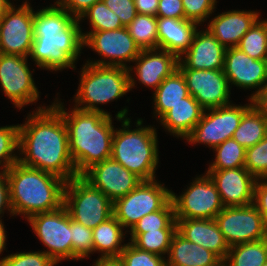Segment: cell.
I'll return each instance as SVG.
<instances>
[{
  "instance_id": "cell-1",
  "label": "cell",
  "mask_w": 267,
  "mask_h": 266,
  "mask_svg": "<svg viewBox=\"0 0 267 266\" xmlns=\"http://www.w3.org/2000/svg\"><path fill=\"white\" fill-rule=\"evenodd\" d=\"M18 151L24 166L54 174L66 182L78 176L69 152L68 131L62 114L53 106L39 107L19 125Z\"/></svg>"
},
{
  "instance_id": "cell-2",
  "label": "cell",
  "mask_w": 267,
  "mask_h": 266,
  "mask_svg": "<svg viewBox=\"0 0 267 266\" xmlns=\"http://www.w3.org/2000/svg\"><path fill=\"white\" fill-rule=\"evenodd\" d=\"M52 105L62 114L68 131L69 152L77 175L111 157L114 126L112 117L74 107L66 112L60 101Z\"/></svg>"
},
{
  "instance_id": "cell-3",
  "label": "cell",
  "mask_w": 267,
  "mask_h": 266,
  "mask_svg": "<svg viewBox=\"0 0 267 266\" xmlns=\"http://www.w3.org/2000/svg\"><path fill=\"white\" fill-rule=\"evenodd\" d=\"M5 172L13 215L23 214L28 219L63 206L66 181L62 178L19 162Z\"/></svg>"
},
{
  "instance_id": "cell-4",
  "label": "cell",
  "mask_w": 267,
  "mask_h": 266,
  "mask_svg": "<svg viewBox=\"0 0 267 266\" xmlns=\"http://www.w3.org/2000/svg\"><path fill=\"white\" fill-rule=\"evenodd\" d=\"M128 109L116 114L122 121V129H115L112 139L111 157L143 181L155 180V170L159 163L156 128L142 127V119L136 122L137 129H129ZM139 126V127H138Z\"/></svg>"
},
{
  "instance_id": "cell-5",
  "label": "cell",
  "mask_w": 267,
  "mask_h": 266,
  "mask_svg": "<svg viewBox=\"0 0 267 266\" xmlns=\"http://www.w3.org/2000/svg\"><path fill=\"white\" fill-rule=\"evenodd\" d=\"M132 70V67L85 63L81 71L78 92L74 97L75 107L111 116L110 113L100 109L97 104L114 101L134 88L135 79L130 74Z\"/></svg>"
},
{
  "instance_id": "cell-6",
  "label": "cell",
  "mask_w": 267,
  "mask_h": 266,
  "mask_svg": "<svg viewBox=\"0 0 267 266\" xmlns=\"http://www.w3.org/2000/svg\"><path fill=\"white\" fill-rule=\"evenodd\" d=\"M63 205L72 220L91 229L113 216V202L82 175L66 182Z\"/></svg>"
},
{
  "instance_id": "cell-7",
  "label": "cell",
  "mask_w": 267,
  "mask_h": 266,
  "mask_svg": "<svg viewBox=\"0 0 267 266\" xmlns=\"http://www.w3.org/2000/svg\"><path fill=\"white\" fill-rule=\"evenodd\" d=\"M79 22L75 19L56 35H34L30 57L38 67L52 71L75 68L74 63L84 47Z\"/></svg>"
},
{
  "instance_id": "cell-8",
  "label": "cell",
  "mask_w": 267,
  "mask_h": 266,
  "mask_svg": "<svg viewBox=\"0 0 267 266\" xmlns=\"http://www.w3.org/2000/svg\"><path fill=\"white\" fill-rule=\"evenodd\" d=\"M171 192L156 179L142 181L126 196L113 202V216L131 230L142 217L160 210L171 199Z\"/></svg>"
},
{
  "instance_id": "cell-9",
  "label": "cell",
  "mask_w": 267,
  "mask_h": 266,
  "mask_svg": "<svg viewBox=\"0 0 267 266\" xmlns=\"http://www.w3.org/2000/svg\"><path fill=\"white\" fill-rule=\"evenodd\" d=\"M249 100L250 103L244 106L229 104L204 110L201 120L185 140L191 144L202 143L214 149L225 140L232 138L243 115L253 106L252 100Z\"/></svg>"
},
{
  "instance_id": "cell-10",
  "label": "cell",
  "mask_w": 267,
  "mask_h": 266,
  "mask_svg": "<svg viewBox=\"0 0 267 266\" xmlns=\"http://www.w3.org/2000/svg\"><path fill=\"white\" fill-rule=\"evenodd\" d=\"M39 240L49 248L44 252L56 263L62 260H72L71 217L63 205L57 210L38 213L29 217Z\"/></svg>"
},
{
  "instance_id": "cell-11",
  "label": "cell",
  "mask_w": 267,
  "mask_h": 266,
  "mask_svg": "<svg viewBox=\"0 0 267 266\" xmlns=\"http://www.w3.org/2000/svg\"><path fill=\"white\" fill-rule=\"evenodd\" d=\"M182 195L171 192L175 219H215L223 210L219 192L206 173L196 177Z\"/></svg>"
},
{
  "instance_id": "cell-12",
  "label": "cell",
  "mask_w": 267,
  "mask_h": 266,
  "mask_svg": "<svg viewBox=\"0 0 267 266\" xmlns=\"http://www.w3.org/2000/svg\"><path fill=\"white\" fill-rule=\"evenodd\" d=\"M215 221L229 247L267 238L263 216L253 204L224 207Z\"/></svg>"
},
{
  "instance_id": "cell-13",
  "label": "cell",
  "mask_w": 267,
  "mask_h": 266,
  "mask_svg": "<svg viewBox=\"0 0 267 266\" xmlns=\"http://www.w3.org/2000/svg\"><path fill=\"white\" fill-rule=\"evenodd\" d=\"M82 36L84 39L83 46L92 48L93 51L104 58V60L87 61L90 64L129 68L126 62H134L142 51L126 27L117 30L82 32ZM106 58H109L110 61L106 62Z\"/></svg>"
},
{
  "instance_id": "cell-14",
  "label": "cell",
  "mask_w": 267,
  "mask_h": 266,
  "mask_svg": "<svg viewBox=\"0 0 267 266\" xmlns=\"http://www.w3.org/2000/svg\"><path fill=\"white\" fill-rule=\"evenodd\" d=\"M34 11L25 1L0 18V53L29 57L34 42Z\"/></svg>"
},
{
  "instance_id": "cell-15",
  "label": "cell",
  "mask_w": 267,
  "mask_h": 266,
  "mask_svg": "<svg viewBox=\"0 0 267 266\" xmlns=\"http://www.w3.org/2000/svg\"><path fill=\"white\" fill-rule=\"evenodd\" d=\"M0 86L15 107L35 103L39 91L27 65V57L0 53Z\"/></svg>"
},
{
  "instance_id": "cell-16",
  "label": "cell",
  "mask_w": 267,
  "mask_h": 266,
  "mask_svg": "<svg viewBox=\"0 0 267 266\" xmlns=\"http://www.w3.org/2000/svg\"><path fill=\"white\" fill-rule=\"evenodd\" d=\"M188 92L206 110L231 104L230 85L223 70L179 69Z\"/></svg>"
},
{
  "instance_id": "cell-17",
  "label": "cell",
  "mask_w": 267,
  "mask_h": 266,
  "mask_svg": "<svg viewBox=\"0 0 267 266\" xmlns=\"http://www.w3.org/2000/svg\"><path fill=\"white\" fill-rule=\"evenodd\" d=\"M82 176L112 202L126 196L143 181L112 158L93 165Z\"/></svg>"
},
{
  "instance_id": "cell-18",
  "label": "cell",
  "mask_w": 267,
  "mask_h": 266,
  "mask_svg": "<svg viewBox=\"0 0 267 266\" xmlns=\"http://www.w3.org/2000/svg\"><path fill=\"white\" fill-rule=\"evenodd\" d=\"M223 71L229 85L231 83L243 89L259 88L249 99L267 85V60H255L238 47L226 49Z\"/></svg>"
},
{
  "instance_id": "cell-19",
  "label": "cell",
  "mask_w": 267,
  "mask_h": 266,
  "mask_svg": "<svg viewBox=\"0 0 267 266\" xmlns=\"http://www.w3.org/2000/svg\"><path fill=\"white\" fill-rule=\"evenodd\" d=\"M219 192L224 207L253 204L256 178L245 167L224 170H207Z\"/></svg>"
},
{
  "instance_id": "cell-20",
  "label": "cell",
  "mask_w": 267,
  "mask_h": 266,
  "mask_svg": "<svg viewBox=\"0 0 267 266\" xmlns=\"http://www.w3.org/2000/svg\"><path fill=\"white\" fill-rule=\"evenodd\" d=\"M226 48L206 31L196 30L189 49L179 58L178 69L223 70Z\"/></svg>"
},
{
  "instance_id": "cell-21",
  "label": "cell",
  "mask_w": 267,
  "mask_h": 266,
  "mask_svg": "<svg viewBox=\"0 0 267 266\" xmlns=\"http://www.w3.org/2000/svg\"><path fill=\"white\" fill-rule=\"evenodd\" d=\"M259 12L232 10L209 21L207 29L226 49L237 47L241 38L259 20Z\"/></svg>"
},
{
  "instance_id": "cell-22",
  "label": "cell",
  "mask_w": 267,
  "mask_h": 266,
  "mask_svg": "<svg viewBox=\"0 0 267 266\" xmlns=\"http://www.w3.org/2000/svg\"><path fill=\"white\" fill-rule=\"evenodd\" d=\"M159 51V52H158ZM138 80L156 90L165 78L178 69L179 58L162 49L142 50L134 60Z\"/></svg>"
},
{
  "instance_id": "cell-23",
  "label": "cell",
  "mask_w": 267,
  "mask_h": 266,
  "mask_svg": "<svg viewBox=\"0 0 267 266\" xmlns=\"http://www.w3.org/2000/svg\"><path fill=\"white\" fill-rule=\"evenodd\" d=\"M177 232L186 240L217 254L223 261L226 259L229 246L215 219H176Z\"/></svg>"
},
{
  "instance_id": "cell-24",
  "label": "cell",
  "mask_w": 267,
  "mask_h": 266,
  "mask_svg": "<svg viewBox=\"0 0 267 266\" xmlns=\"http://www.w3.org/2000/svg\"><path fill=\"white\" fill-rule=\"evenodd\" d=\"M197 25L187 19L157 17L158 49L182 58L192 43Z\"/></svg>"
},
{
  "instance_id": "cell-25",
  "label": "cell",
  "mask_w": 267,
  "mask_h": 266,
  "mask_svg": "<svg viewBox=\"0 0 267 266\" xmlns=\"http://www.w3.org/2000/svg\"><path fill=\"white\" fill-rule=\"evenodd\" d=\"M167 266H220L223 260L214 252L186 240L178 232L172 237Z\"/></svg>"
},
{
  "instance_id": "cell-26",
  "label": "cell",
  "mask_w": 267,
  "mask_h": 266,
  "mask_svg": "<svg viewBox=\"0 0 267 266\" xmlns=\"http://www.w3.org/2000/svg\"><path fill=\"white\" fill-rule=\"evenodd\" d=\"M204 108L192 95L181 99L158 120L173 136L185 139L201 120Z\"/></svg>"
},
{
  "instance_id": "cell-27",
  "label": "cell",
  "mask_w": 267,
  "mask_h": 266,
  "mask_svg": "<svg viewBox=\"0 0 267 266\" xmlns=\"http://www.w3.org/2000/svg\"><path fill=\"white\" fill-rule=\"evenodd\" d=\"M154 92V113L159 119L171 106L189 95L185 78L179 69L165 78Z\"/></svg>"
},
{
  "instance_id": "cell-28",
  "label": "cell",
  "mask_w": 267,
  "mask_h": 266,
  "mask_svg": "<svg viewBox=\"0 0 267 266\" xmlns=\"http://www.w3.org/2000/svg\"><path fill=\"white\" fill-rule=\"evenodd\" d=\"M121 223L112 216L97 227L93 232V252L102 253V257L119 256L126 244L122 245L124 232Z\"/></svg>"
},
{
  "instance_id": "cell-29",
  "label": "cell",
  "mask_w": 267,
  "mask_h": 266,
  "mask_svg": "<svg viewBox=\"0 0 267 266\" xmlns=\"http://www.w3.org/2000/svg\"><path fill=\"white\" fill-rule=\"evenodd\" d=\"M75 18L57 2L54 5L34 11V35H56L64 31Z\"/></svg>"
},
{
  "instance_id": "cell-30",
  "label": "cell",
  "mask_w": 267,
  "mask_h": 266,
  "mask_svg": "<svg viewBox=\"0 0 267 266\" xmlns=\"http://www.w3.org/2000/svg\"><path fill=\"white\" fill-rule=\"evenodd\" d=\"M267 135V120L252 106L242 117L232 138L245 149L259 143Z\"/></svg>"
},
{
  "instance_id": "cell-31",
  "label": "cell",
  "mask_w": 267,
  "mask_h": 266,
  "mask_svg": "<svg viewBox=\"0 0 267 266\" xmlns=\"http://www.w3.org/2000/svg\"><path fill=\"white\" fill-rule=\"evenodd\" d=\"M266 262L267 238L229 247L227 257L223 263L226 266H262Z\"/></svg>"
},
{
  "instance_id": "cell-32",
  "label": "cell",
  "mask_w": 267,
  "mask_h": 266,
  "mask_svg": "<svg viewBox=\"0 0 267 266\" xmlns=\"http://www.w3.org/2000/svg\"><path fill=\"white\" fill-rule=\"evenodd\" d=\"M126 28L141 50L158 49L157 16L137 14Z\"/></svg>"
},
{
  "instance_id": "cell-33",
  "label": "cell",
  "mask_w": 267,
  "mask_h": 266,
  "mask_svg": "<svg viewBox=\"0 0 267 266\" xmlns=\"http://www.w3.org/2000/svg\"><path fill=\"white\" fill-rule=\"evenodd\" d=\"M177 229H158L145 233H131V243L143 251L163 256L168 255L172 237ZM163 254V255H162Z\"/></svg>"
},
{
  "instance_id": "cell-34",
  "label": "cell",
  "mask_w": 267,
  "mask_h": 266,
  "mask_svg": "<svg viewBox=\"0 0 267 266\" xmlns=\"http://www.w3.org/2000/svg\"><path fill=\"white\" fill-rule=\"evenodd\" d=\"M237 47L255 60H267V20H258Z\"/></svg>"
},
{
  "instance_id": "cell-35",
  "label": "cell",
  "mask_w": 267,
  "mask_h": 266,
  "mask_svg": "<svg viewBox=\"0 0 267 266\" xmlns=\"http://www.w3.org/2000/svg\"><path fill=\"white\" fill-rule=\"evenodd\" d=\"M213 150L217 152L216 158L208 170L236 169L245 166L246 149L233 138L225 140Z\"/></svg>"
},
{
  "instance_id": "cell-36",
  "label": "cell",
  "mask_w": 267,
  "mask_h": 266,
  "mask_svg": "<svg viewBox=\"0 0 267 266\" xmlns=\"http://www.w3.org/2000/svg\"><path fill=\"white\" fill-rule=\"evenodd\" d=\"M158 229H177L174 205L171 199L160 210L142 217L129 232L145 233Z\"/></svg>"
},
{
  "instance_id": "cell-37",
  "label": "cell",
  "mask_w": 267,
  "mask_h": 266,
  "mask_svg": "<svg viewBox=\"0 0 267 266\" xmlns=\"http://www.w3.org/2000/svg\"><path fill=\"white\" fill-rule=\"evenodd\" d=\"M85 17L89 19L91 31L117 30L124 27L117 14L108 8L103 1L96 2L88 8L78 20H84Z\"/></svg>"
},
{
  "instance_id": "cell-38",
  "label": "cell",
  "mask_w": 267,
  "mask_h": 266,
  "mask_svg": "<svg viewBox=\"0 0 267 266\" xmlns=\"http://www.w3.org/2000/svg\"><path fill=\"white\" fill-rule=\"evenodd\" d=\"M18 144L19 124L0 127V165L2 167L0 173L18 162L19 156L13 154L16 149L18 150Z\"/></svg>"
},
{
  "instance_id": "cell-39",
  "label": "cell",
  "mask_w": 267,
  "mask_h": 266,
  "mask_svg": "<svg viewBox=\"0 0 267 266\" xmlns=\"http://www.w3.org/2000/svg\"><path fill=\"white\" fill-rule=\"evenodd\" d=\"M256 179H267V135L246 149L245 166Z\"/></svg>"
},
{
  "instance_id": "cell-40",
  "label": "cell",
  "mask_w": 267,
  "mask_h": 266,
  "mask_svg": "<svg viewBox=\"0 0 267 266\" xmlns=\"http://www.w3.org/2000/svg\"><path fill=\"white\" fill-rule=\"evenodd\" d=\"M72 260L88 257L93 252V232L91 228L71 219Z\"/></svg>"
},
{
  "instance_id": "cell-41",
  "label": "cell",
  "mask_w": 267,
  "mask_h": 266,
  "mask_svg": "<svg viewBox=\"0 0 267 266\" xmlns=\"http://www.w3.org/2000/svg\"><path fill=\"white\" fill-rule=\"evenodd\" d=\"M119 257L124 266H167L163 256L138 249L131 242L126 244Z\"/></svg>"
},
{
  "instance_id": "cell-42",
  "label": "cell",
  "mask_w": 267,
  "mask_h": 266,
  "mask_svg": "<svg viewBox=\"0 0 267 266\" xmlns=\"http://www.w3.org/2000/svg\"><path fill=\"white\" fill-rule=\"evenodd\" d=\"M56 264L44 251L15 253L0 260V266H54Z\"/></svg>"
},
{
  "instance_id": "cell-43",
  "label": "cell",
  "mask_w": 267,
  "mask_h": 266,
  "mask_svg": "<svg viewBox=\"0 0 267 266\" xmlns=\"http://www.w3.org/2000/svg\"><path fill=\"white\" fill-rule=\"evenodd\" d=\"M216 0H182L185 19L198 25L205 22L216 8Z\"/></svg>"
},
{
  "instance_id": "cell-44",
  "label": "cell",
  "mask_w": 267,
  "mask_h": 266,
  "mask_svg": "<svg viewBox=\"0 0 267 266\" xmlns=\"http://www.w3.org/2000/svg\"><path fill=\"white\" fill-rule=\"evenodd\" d=\"M119 17L122 25L127 27L136 17L134 0H102Z\"/></svg>"
},
{
  "instance_id": "cell-45",
  "label": "cell",
  "mask_w": 267,
  "mask_h": 266,
  "mask_svg": "<svg viewBox=\"0 0 267 266\" xmlns=\"http://www.w3.org/2000/svg\"><path fill=\"white\" fill-rule=\"evenodd\" d=\"M157 17L185 19L182 0H159Z\"/></svg>"
},
{
  "instance_id": "cell-46",
  "label": "cell",
  "mask_w": 267,
  "mask_h": 266,
  "mask_svg": "<svg viewBox=\"0 0 267 266\" xmlns=\"http://www.w3.org/2000/svg\"><path fill=\"white\" fill-rule=\"evenodd\" d=\"M253 205L263 216L264 222L267 226V179L256 180L254 186Z\"/></svg>"
},
{
  "instance_id": "cell-47",
  "label": "cell",
  "mask_w": 267,
  "mask_h": 266,
  "mask_svg": "<svg viewBox=\"0 0 267 266\" xmlns=\"http://www.w3.org/2000/svg\"><path fill=\"white\" fill-rule=\"evenodd\" d=\"M99 1L102 0H57L56 2L75 19H78L82 13Z\"/></svg>"
},
{
  "instance_id": "cell-48",
  "label": "cell",
  "mask_w": 267,
  "mask_h": 266,
  "mask_svg": "<svg viewBox=\"0 0 267 266\" xmlns=\"http://www.w3.org/2000/svg\"><path fill=\"white\" fill-rule=\"evenodd\" d=\"M8 209L10 215L13 211L10 204L9 181L6 172L0 173V215L4 214V210ZM2 216H0V219Z\"/></svg>"
},
{
  "instance_id": "cell-49",
  "label": "cell",
  "mask_w": 267,
  "mask_h": 266,
  "mask_svg": "<svg viewBox=\"0 0 267 266\" xmlns=\"http://www.w3.org/2000/svg\"><path fill=\"white\" fill-rule=\"evenodd\" d=\"M137 14L156 16L159 0H134Z\"/></svg>"
},
{
  "instance_id": "cell-50",
  "label": "cell",
  "mask_w": 267,
  "mask_h": 266,
  "mask_svg": "<svg viewBox=\"0 0 267 266\" xmlns=\"http://www.w3.org/2000/svg\"><path fill=\"white\" fill-rule=\"evenodd\" d=\"M252 105L267 120V85L259 91L252 99Z\"/></svg>"
},
{
  "instance_id": "cell-51",
  "label": "cell",
  "mask_w": 267,
  "mask_h": 266,
  "mask_svg": "<svg viewBox=\"0 0 267 266\" xmlns=\"http://www.w3.org/2000/svg\"><path fill=\"white\" fill-rule=\"evenodd\" d=\"M92 266H124L119 256L100 257Z\"/></svg>"
},
{
  "instance_id": "cell-52",
  "label": "cell",
  "mask_w": 267,
  "mask_h": 266,
  "mask_svg": "<svg viewBox=\"0 0 267 266\" xmlns=\"http://www.w3.org/2000/svg\"><path fill=\"white\" fill-rule=\"evenodd\" d=\"M6 234H5V228L2 223V219H0V254L3 252L5 249L6 245Z\"/></svg>"
},
{
  "instance_id": "cell-53",
  "label": "cell",
  "mask_w": 267,
  "mask_h": 266,
  "mask_svg": "<svg viewBox=\"0 0 267 266\" xmlns=\"http://www.w3.org/2000/svg\"><path fill=\"white\" fill-rule=\"evenodd\" d=\"M12 6L9 0H0V18L7 12Z\"/></svg>"
}]
</instances>
